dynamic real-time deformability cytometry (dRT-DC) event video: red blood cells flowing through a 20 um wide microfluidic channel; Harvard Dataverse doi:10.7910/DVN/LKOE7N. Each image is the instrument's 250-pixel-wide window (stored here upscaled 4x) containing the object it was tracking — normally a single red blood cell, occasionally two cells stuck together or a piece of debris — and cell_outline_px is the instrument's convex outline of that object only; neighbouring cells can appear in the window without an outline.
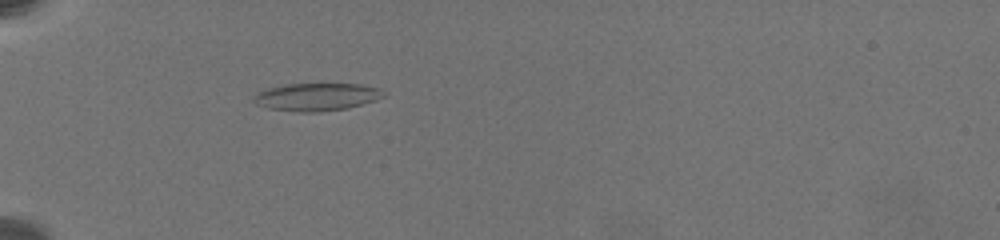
{"species": "common noctule bat (a hibernating species)", "species_latin": "Nyctalus noctula", "temperature_condition": "warm", "stored_images_in_passage": 35, "camera_frame_rate_fps": 3000, "um_per_image_px": 0.085, "animal": {"sex": "female", "body_mass_g": 19.5, "forearm_length_mm": 54.1}, "frame": {"image": 1, "passage_image": 1, "time_ms": 0.0, "image_size_px": [1000, 240], "cell_outline_px": [[384, 96], [376, 100], [344, 108], [320, 112], [300, 112], [268, 108], [256, 104], [252, 100], [252, 96], [256, 92], [268, 88], [288, 84], [360, 84], [380, 88]], "centroid_in_image_um": [26.85, 8.23], "position_along_channel_um": 58.1, "area_um2": 20.81}}
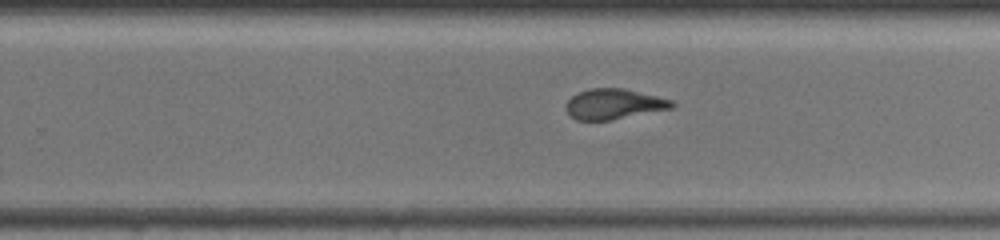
{"frame": {"image": 2, "passage_image": 17, "time_ms": 7.0, "image_size_px": [1000, 240], "cell_outline_px": [[676, 104], [672, 108], [612, 120], [576, 120], [564, 108], [564, 104], [576, 92], [588, 88], [624, 88], [672, 100]], "centroid_in_image_um": [52.14, 8.84], "position_along_channel_um": 277.7, "area_um2": 18.84}}
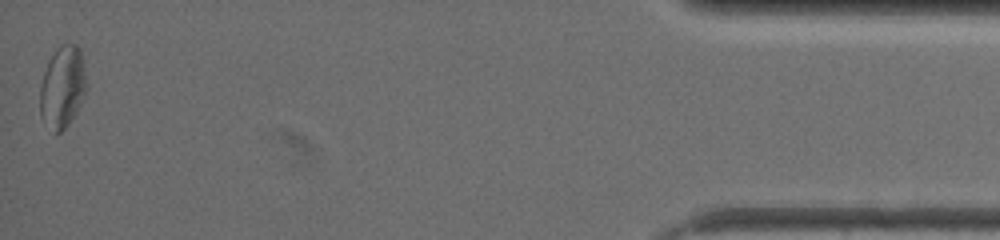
{"frame": {"image": 3, "passage_image": 35, "time_ms": 13.667, "image_size_px": [1000, 240], "cell_outline_px": [[88, 84], [84, 96], [76, 112], [68, 124], [60, 132], [56, 132], [40, 116], [40, 84], [48, 60], [56, 48], [60, 44], [76, 44], [80, 48]], "centroid_in_image_um": [5.33, 7.34], "position_along_channel_um": 429.9, "area_um2": 22.14}, "authors_computed_cell_mechanics": {"area_um2": 19.3052, "velocity_mm_per_s": 3.4095, "shape_relaxation_time_tau1_ms": 7.7535, "shape_relaxation_time_tau2_ms": 2.3247, "deformation_change_tau1": 0.2099, "deformation_change_tau2": 0.1087}}